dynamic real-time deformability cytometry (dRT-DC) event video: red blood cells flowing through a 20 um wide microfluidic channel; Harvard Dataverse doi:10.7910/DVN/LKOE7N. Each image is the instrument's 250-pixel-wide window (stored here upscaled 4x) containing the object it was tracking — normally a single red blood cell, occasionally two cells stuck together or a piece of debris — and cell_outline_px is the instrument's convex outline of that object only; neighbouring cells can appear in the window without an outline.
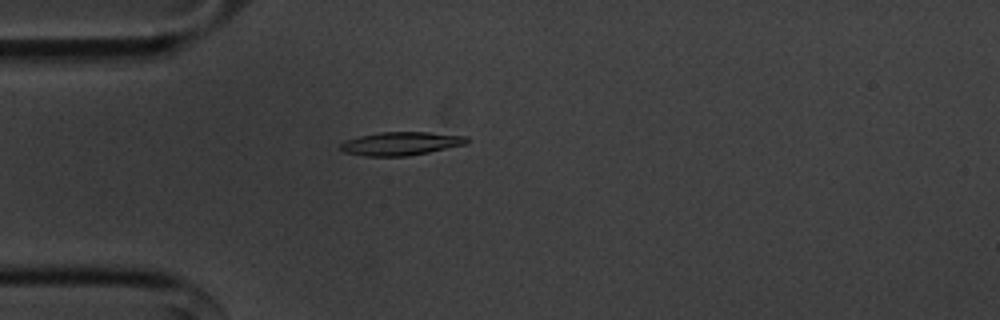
{"species": "common noctule bat (a hibernating species)", "species_latin": "Nyctalus noctula", "temperature_condition": "cold", "stored_images_in_passage": 55, "camera_frame_rate_fps": 3000, "um_per_image_px": 0.085, "animal": {"sex": "male", "body_mass_g": 20.1, "forearm_length_mm": 53.5}, "frame": {"image": 1, "passage_image": 15, "time_ms": 4.667, "image_size_px": [1000, 320], "cell_outline_px": [[468, 144], [408, 156], [364, 156], [344, 152], [336, 148], [344, 140], [360, 136], [380, 132], [428, 132], [468, 136]], "centroid_in_image_um": [34.05, 12.2], "position_along_channel_um": 51.0, "area_um2": 17.4}}
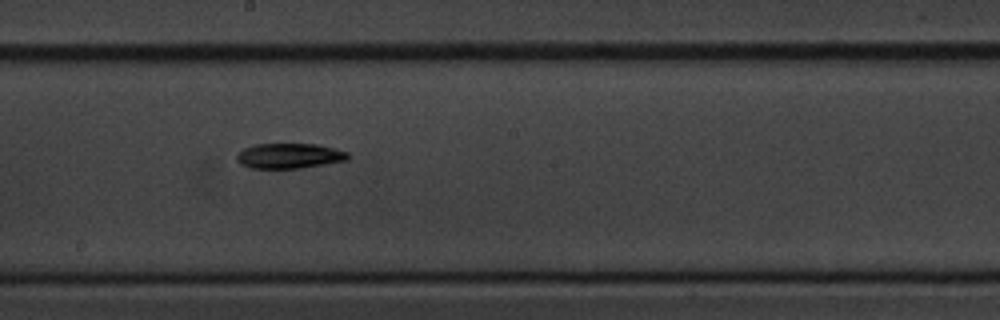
{"frame": {"image": 2, "passage_image": 30, "time_ms": 9.667, "image_size_px": [1000, 320], "cell_outline_px": [[348, 160], [300, 168], [252, 168], [240, 164], [236, 160], [236, 156], [244, 148], [256, 144], [316, 144], [348, 152]], "centroid_in_image_um": [24.57, 13.25], "position_along_channel_um": 223.6, "area_um2": 16.13}}
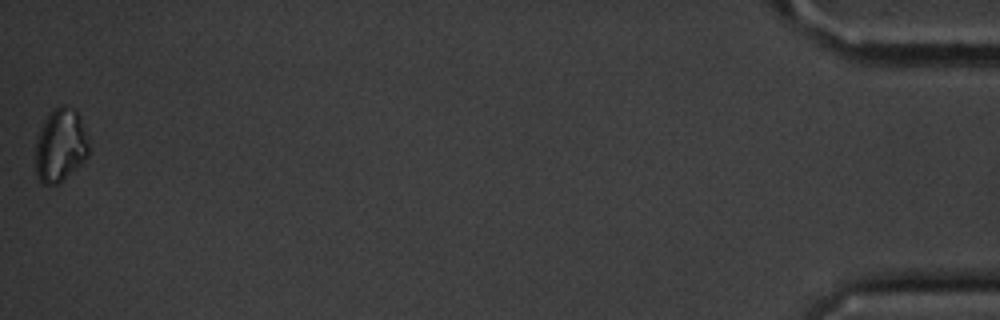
{"frame": {"image": 3, "passage_image": 55, "time_ms": 18.0, "image_size_px": [1000, 320], "cell_outline_px": [[88, 156], [60, 184], [44, 184], [40, 180], [36, 172], [36, 140], [44, 120], [60, 104], [64, 104], [72, 108], [76, 112], [80, 120], [88, 144]], "centroid_in_image_um": [5.12, 12.38], "position_along_channel_um": 430.1, "area_um2": 22.25}, "authors_computed_cell_mechanics": {"area_um2": 16.184, "velocity_mm_per_s": 3.6247, "shape_relaxation_time_tau1_ms": 5.9397, "shape_relaxation_time_tau2_ms": null, "deformation_change_tau1": 0.152, "deformation_change_tau2": null}}